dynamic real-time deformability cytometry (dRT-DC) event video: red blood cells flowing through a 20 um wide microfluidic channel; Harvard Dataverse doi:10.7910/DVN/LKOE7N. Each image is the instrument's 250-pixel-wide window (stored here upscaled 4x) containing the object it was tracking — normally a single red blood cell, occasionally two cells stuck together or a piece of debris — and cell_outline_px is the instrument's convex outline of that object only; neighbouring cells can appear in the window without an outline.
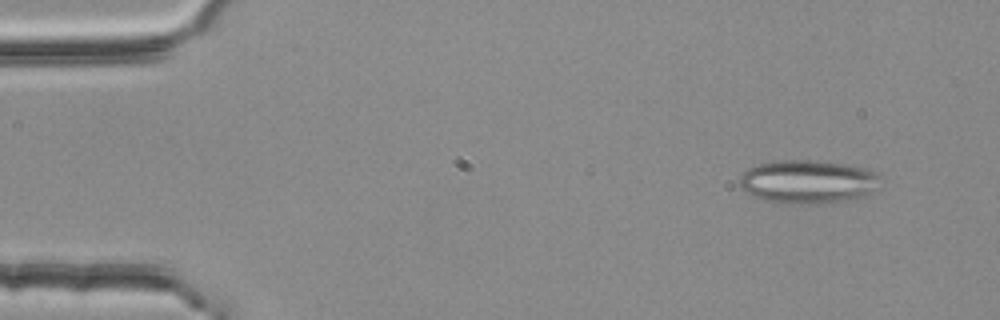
{"species": "common noctule bat (a hibernating species)", "species_latin": "Nyctalus noctula", "temperature_condition": "room temperature", "stored_images_in_passage": 4, "camera_frame_rate_fps": 3000, "um_per_image_px": 0.085, "animal": {"sex": "female", "body_mass_g": 25.1}, "frame": {"image": 1, "passage_image": 1, "time_ms": 0.0, "image_size_px": [1000, 320], "cell_outline_px": [[880, 176], [876, 188], [872, 192], [860, 196], [832, 204], [788, 204], [764, 200], [740, 188], [740, 176], [748, 168], [760, 164], [784, 160], [816, 160], [848, 164], [864, 168], [876, 172]], "centroid_in_image_um": [68.69, 15.45], "position_along_channel_um": 16.3, "area_um2": 35.72}}
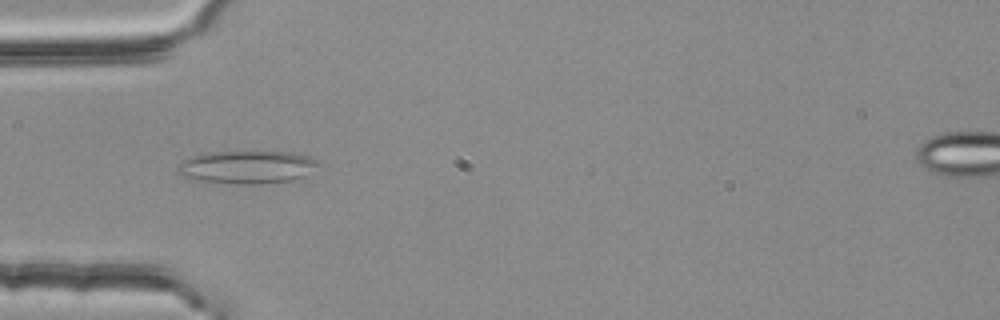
{"frame": {"image": 2, "passage_image": 4, "time_ms": 1.0, "image_size_px": [1000, 320], "cell_outline_px": [[324, 164], [304, 176], [292, 180], [252, 184], [240, 184], [192, 180], [176, 172], [176, 164], [192, 156], [204, 152], [248, 148], [292, 152], [308, 156]], "centroid_in_image_um": [20.99, 14.14], "position_along_channel_um": 64.0, "area_um2": 28.5}}